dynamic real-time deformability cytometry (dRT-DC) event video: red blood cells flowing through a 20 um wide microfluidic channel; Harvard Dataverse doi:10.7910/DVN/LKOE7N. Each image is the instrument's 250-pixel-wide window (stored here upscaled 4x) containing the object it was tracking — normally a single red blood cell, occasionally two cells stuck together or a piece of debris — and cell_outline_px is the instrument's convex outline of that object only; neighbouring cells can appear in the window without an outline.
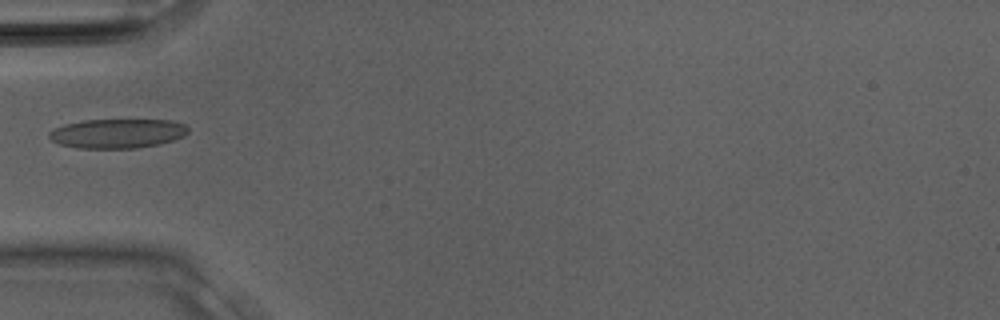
{"species": "Egyptian fruit bat (a non-hibernating species)", "species_latin": "Rousettus aegyptiacus", "temperature_condition": "room temperature", "stored_images_in_passage": 9, "camera_frame_rate_fps": 3000, "um_per_image_px": 0.085, "animal": {"sex": "male"}, "frame": {"image": 1, "passage_image": 8, "time_ms": 2.333, "image_size_px": [1000, 320], "cell_outline_px": [[188, 132], [184, 136], [160, 144], [136, 148], [76, 148], [60, 144], [52, 140], [48, 136], [48, 132], [64, 124], [84, 120], [172, 120], [184, 124], [188, 128]], "centroid_in_image_um": [9.98, 11.34], "position_along_channel_um": 75.0, "area_um2": 23.76}}